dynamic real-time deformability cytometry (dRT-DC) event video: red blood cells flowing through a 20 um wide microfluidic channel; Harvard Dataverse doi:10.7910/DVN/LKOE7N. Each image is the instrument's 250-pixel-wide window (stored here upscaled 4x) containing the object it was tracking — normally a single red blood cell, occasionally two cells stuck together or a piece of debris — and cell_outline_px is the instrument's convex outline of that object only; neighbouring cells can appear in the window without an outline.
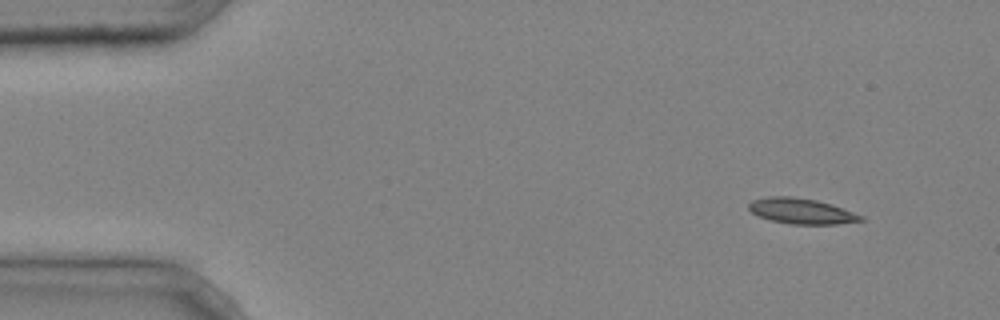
{"species": "common noctule bat (a hibernating species)", "species_latin": "Nyctalus noctula", "temperature_condition": "cold", "stored_images_in_passage": 4, "camera_frame_rate_fps": 3000, "um_per_image_px": 0.085, "animal": {"sex": "male", "body_mass_g": 20.4}, "frame": {"image": 1, "passage_image": 1, "time_ms": 0.0, "image_size_px": [1000, 320], "cell_outline_px": [[864, 220], [836, 224], [792, 224], [772, 220], [760, 216], [752, 212], [748, 208], [748, 204], [752, 200], [768, 196], [792, 196], [816, 200], [832, 204], [864, 216]], "centroid_in_image_um": [68.13, 17.93], "position_along_channel_um": 16.9, "area_um2": 16.59}}
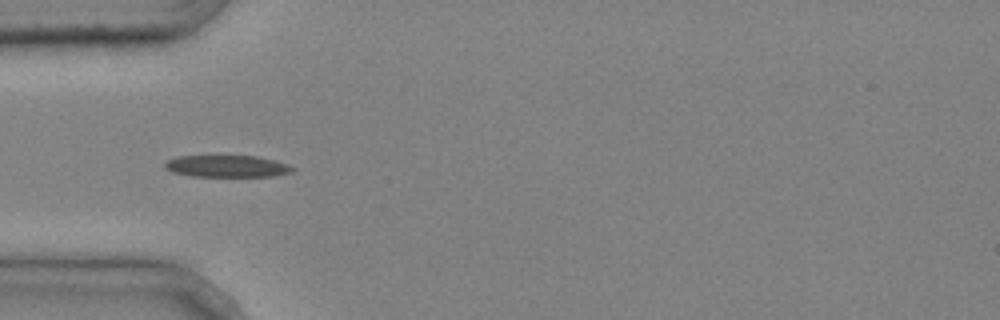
{"frame": {"image": 2, "passage_image": 4, "time_ms": 1.0, "image_size_px": [1000, 320], "cell_outline_px": [[296, 168], [292, 172], [276, 176], [192, 176], [172, 172], [164, 168], [164, 164], [168, 160], [176, 156], [256, 156], [288, 164]], "centroid_in_image_um": [19.29, 14.13], "position_along_channel_um": 65.7, "area_um2": 16.24}}